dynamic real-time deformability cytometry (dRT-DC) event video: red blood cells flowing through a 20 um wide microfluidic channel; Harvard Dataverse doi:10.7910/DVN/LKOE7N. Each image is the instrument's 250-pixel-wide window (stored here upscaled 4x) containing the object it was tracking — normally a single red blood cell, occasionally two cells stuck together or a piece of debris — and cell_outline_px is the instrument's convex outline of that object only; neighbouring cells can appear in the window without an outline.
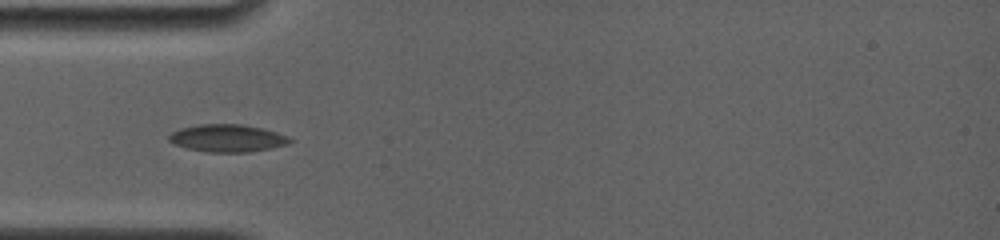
{"species": "common noctule bat (a hibernating species)", "species_latin": "Nyctalus noctula", "temperature_condition": "room temperature", "stored_images_in_passage": 12, "camera_frame_rate_fps": 4000, "um_per_image_px": 0.085, "animal": {"sex": "female", "body_mass_g": 19.0, "forearm_length_mm": 56.7}, "frame": {"image": 1, "passage_image": 3, "time_ms": 1.25, "image_size_px": [1000, 240], "cell_outline_px": [[292, 140], [288, 144], [272, 148], [248, 152], [208, 152], [188, 148], [176, 144], [168, 140], [168, 136], [172, 132], [180, 128], [200, 124], [240, 124], [260, 128], [276, 132], [288, 136]], "centroid_in_image_um": [19.33, 11.74], "position_along_channel_um": 65.7, "area_um2": 19.19}}
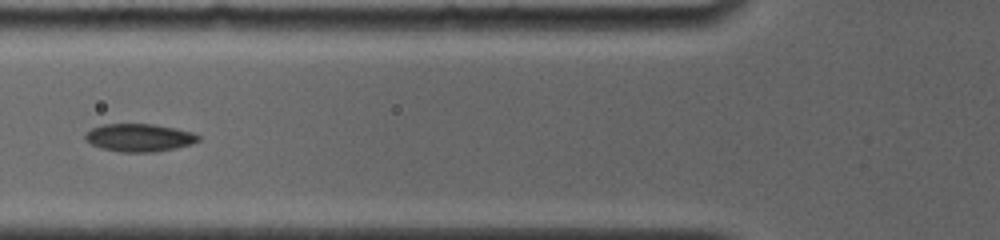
{"frame": {"image": 2, "passage_image": 6, "time_ms": 2.5, "image_size_px": [1000, 240], "cell_outline_px": [[200, 140], [192, 144], [156, 152], [120, 152], [100, 148], [84, 140], [84, 136], [92, 128], [104, 124], [152, 124], [176, 128], [192, 132], [200, 136]], "centroid_in_image_um": [11.84, 11.7], "position_along_channel_um": 114.0, "area_um2": 18.38}}